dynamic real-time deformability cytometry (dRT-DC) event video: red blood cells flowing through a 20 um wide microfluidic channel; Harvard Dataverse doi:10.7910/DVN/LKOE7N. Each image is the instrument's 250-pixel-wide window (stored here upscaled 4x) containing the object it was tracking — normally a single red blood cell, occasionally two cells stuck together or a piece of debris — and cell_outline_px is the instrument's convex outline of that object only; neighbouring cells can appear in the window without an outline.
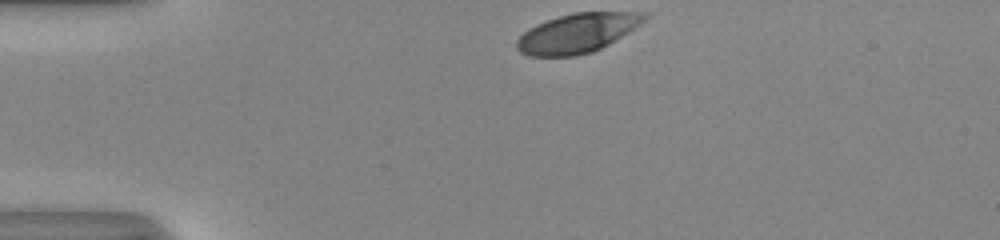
{"species": "human", "species_latin": "Homo sapiens", "temperature_condition": "room temperature", "stored_images_in_passage": 32, "camera_frame_rate_fps": 3000, "um_per_image_px": 0.085, "donor": {"sex": "male"}, "frame": {"image": 1, "passage_image": 1, "time_ms": 0.0, "image_size_px": [1000, 240], "cell_outline_px": [[648, 16], [640, 24], [628, 32], [608, 44], [592, 52], [576, 56], [528, 56], [520, 52], [516, 48], [516, 40], [528, 28], [536, 24], [572, 12], [648, 12]], "centroid_in_image_um": [49.05, 2.81], "position_along_channel_um": 36.0, "area_um2": 29.13}}
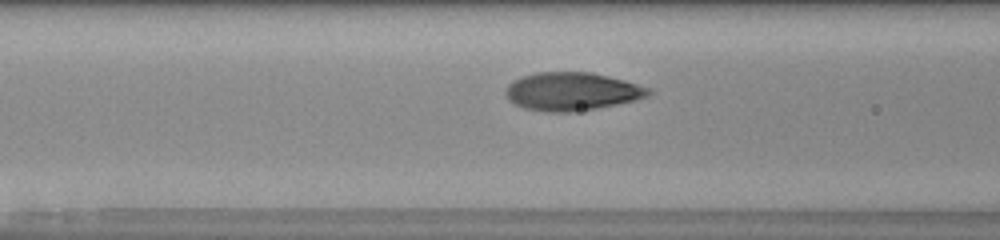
{"frame": {"image": 2, "passage_image": 11, "time_ms": 3.333, "image_size_px": [1000, 240], "cell_outline_px": [[652, 92], [648, 96], [616, 104], [576, 112], [548, 112], [524, 108], [508, 100], [504, 92], [508, 84], [512, 80], [520, 76], [536, 72], [588, 72], [608, 76], [624, 80], [648, 88]], "centroid_in_image_um": [48.54, 7.77], "position_along_channel_um": 118.1, "area_um2": 31.67}}
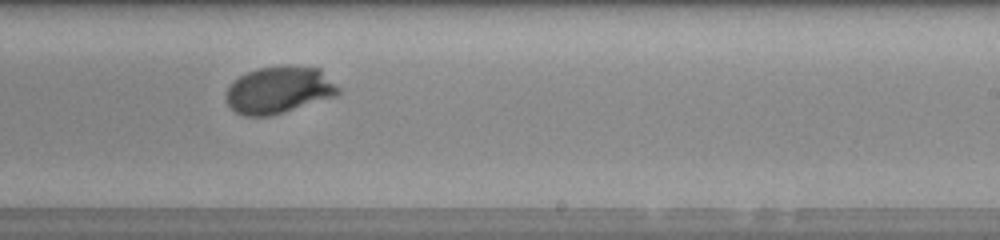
{"frame": {"image": 3, "passage_image": 22, "time_ms": 7.0, "image_size_px": [1000, 240], "cell_outline_px": [[340, 92], [336, 96], [272, 116], [244, 116], [236, 112], [224, 100], [224, 96], [232, 80], [256, 68], [288, 64], [320, 68], [340, 88]], "centroid_in_image_um": [23.71, 7.63], "position_along_channel_um": 265.3, "area_um2": 31.27}, "authors_computed_cell_mechanics": {"area_um2": 31.0097, "velocity_mm_per_s": 4.0516, "shape_relaxation_time_tau1_ms": 3.1495, "shape_relaxation_time_tau2_ms": null, "deformation_change_tau1": 0.1934, "deformation_change_tau2": null}}